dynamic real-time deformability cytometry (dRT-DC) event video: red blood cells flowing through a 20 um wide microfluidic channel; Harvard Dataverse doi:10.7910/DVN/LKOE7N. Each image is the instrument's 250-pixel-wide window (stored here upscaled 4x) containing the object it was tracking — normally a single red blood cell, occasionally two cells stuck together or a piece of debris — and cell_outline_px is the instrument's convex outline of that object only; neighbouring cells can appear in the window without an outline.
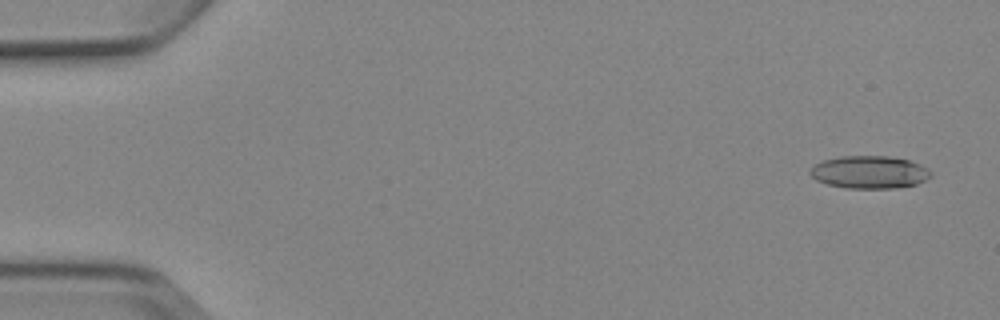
{"species": "Egyptian fruit bat (a non-hibernating species)", "species_latin": "Rousettus aegyptiacus", "temperature_condition": "cold", "stored_images_in_passage": 8, "camera_frame_rate_fps": 3000, "um_per_image_px": 0.085, "animal": {"sex": "female"}, "frame": {"image": 1, "passage_image": 1, "time_ms": 0.0, "image_size_px": [1000, 320], "cell_outline_px": [[932, 176], [916, 184], [896, 188], [848, 188], [828, 184], [816, 180], [808, 172], [816, 164], [824, 160], [840, 156], [888, 156], [908, 160], [920, 164], [928, 168], [932, 172]], "centroid_in_image_um": [73.92, 14.63], "position_along_channel_um": 11.1, "area_um2": 22.89}}
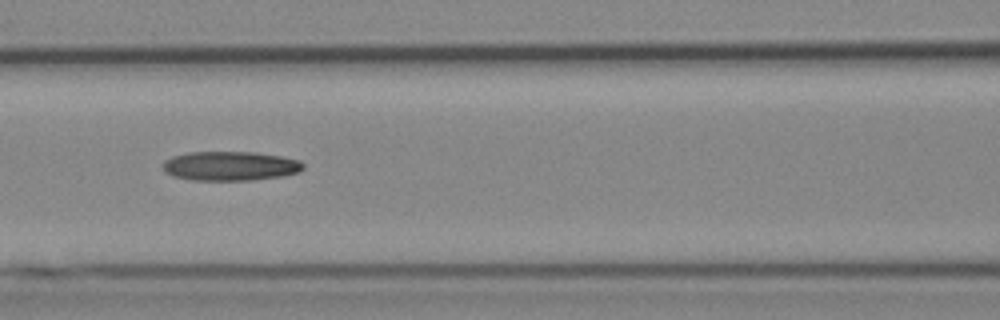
{"frame": {"image": 2, "passage_image": 7, "time_ms": 7.0, "image_size_px": [1000, 320], "cell_outline_px": [[304, 168], [300, 172], [280, 176], [252, 180], [188, 180], [172, 176], [164, 172], [164, 160], [172, 156], [188, 152], [256, 152], [284, 156], [300, 160], [304, 164]], "centroid_in_image_um": [19.58, 14.1], "position_along_channel_um": 147.0, "area_um2": 24.22}}
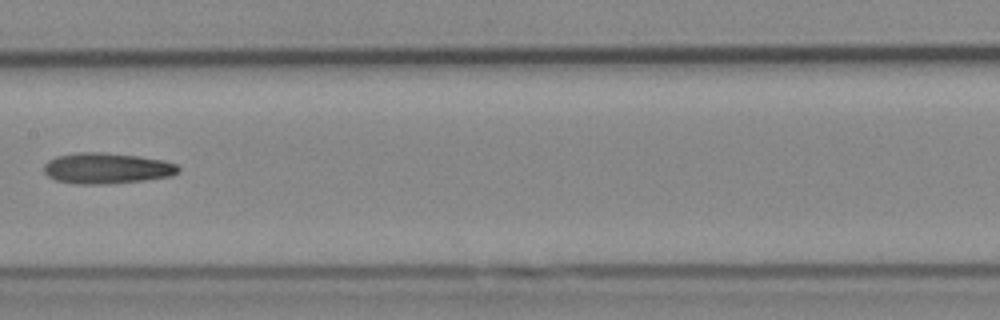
{"frame": {"image": 3, "passage_image": 8, "time_ms": 8.333, "image_size_px": [1000, 320], "cell_outline_px": [[180, 172], [172, 176], [144, 180], [108, 184], [76, 184], [56, 180], [48, 176], [44, 172], [44, 164], [48, 160], [56, 156], [76, 152], [104, 152], [140, 156], [164, 160], [176, 164], [180, 168]], "centroid_in_image_um": [9.08, 14.3], "position_along_channel_um": 198.3, "area_um2": 24.45}}